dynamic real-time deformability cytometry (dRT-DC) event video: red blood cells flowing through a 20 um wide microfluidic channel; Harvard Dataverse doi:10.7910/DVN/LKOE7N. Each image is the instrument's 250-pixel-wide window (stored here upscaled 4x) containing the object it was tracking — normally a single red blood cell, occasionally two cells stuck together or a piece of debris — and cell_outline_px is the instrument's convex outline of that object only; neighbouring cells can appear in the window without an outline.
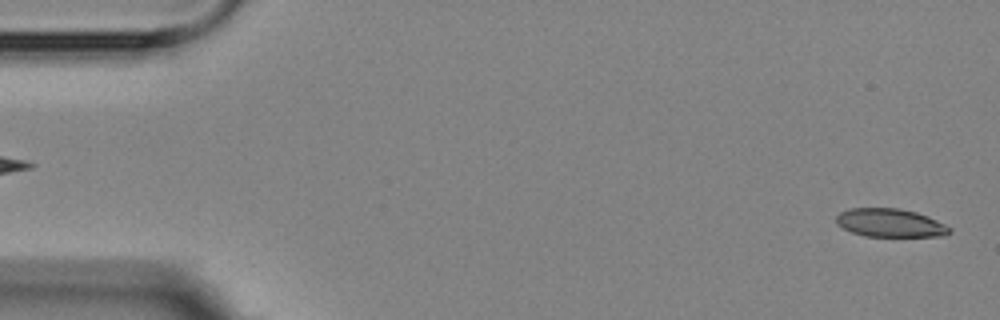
{"species": "Egyptian fruit bat (a non-hibernating species)", "species_latin": "Rousettus aegyptiacus", "temperature_condition": "room temperature", "stored_images_in_passage": 4, "segment_of_instrument_passage": [2, 2], "camera_frame_rate_fps": 3000, "um_per_image_px": 0.085, "animal": {"sex": "female"}, "frame": {"image": 1, "passage_image": 4, "time_ms": 4.0, "image_size_px": [1000, 320], "cell_outline_px": [[952, 232], [944, 236], [864, 236], [852, 232], [836, 224], [836, 216], [840, 212], [848, 208], [900, 208], [916, 212], [928, 216], [952, 228]], "centroid_in_image_um": [75.67, 18.94], "position_along_channel_um": 9.3, "area_um2": 18.79}}